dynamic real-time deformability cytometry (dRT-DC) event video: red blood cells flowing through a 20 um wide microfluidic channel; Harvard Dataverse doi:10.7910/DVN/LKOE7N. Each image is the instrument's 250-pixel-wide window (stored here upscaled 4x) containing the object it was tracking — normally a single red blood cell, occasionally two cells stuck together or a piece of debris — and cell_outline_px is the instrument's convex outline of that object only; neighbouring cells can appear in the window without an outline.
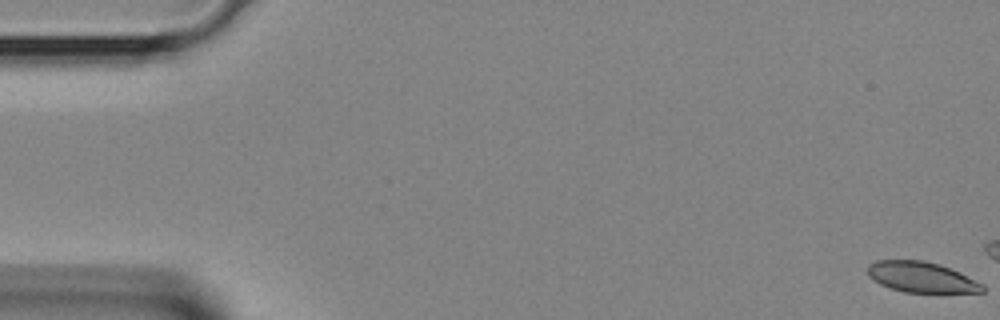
{"species": "Egyptian fruit bat (a non-hibernating species)", "species_latin": "Rousettus aegyptiacus", "temperature_condition": "room temperature", "stored_images_in_passage": 9, "camera_frame_rate_fps": 3000, "um_per_image_px": 0.085, "animal": {"sex": "female"}, "frame": {"image": 1, "passage_image": 1, "time_ms": 0.0, "image_size_px": [1000, 320], "cell_outline_px": [[984, 292], [904, 292], [880, 284], [868, 276], [868, 264], [876, 260], [924, 260], [940, 264], [960, 272], [984, 284]], "centroid_in_image_um": [78.33, 23.54], "position_along_channel_um": 6.7, "area_um2": 20.46}}